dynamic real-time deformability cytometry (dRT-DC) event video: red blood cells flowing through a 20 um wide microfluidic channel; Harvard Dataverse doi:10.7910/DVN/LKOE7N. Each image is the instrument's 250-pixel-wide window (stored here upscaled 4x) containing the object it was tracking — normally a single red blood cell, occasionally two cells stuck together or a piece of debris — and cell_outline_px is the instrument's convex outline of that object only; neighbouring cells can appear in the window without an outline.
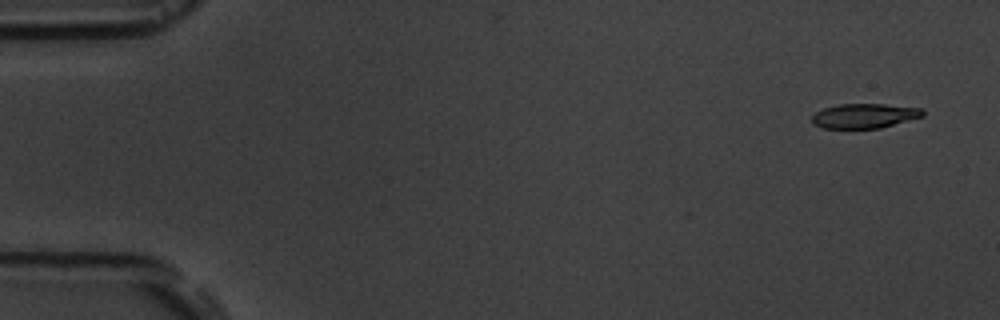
{"species": "common noctule bat (a hibernating species)", "species_latin": "Nyctalus noctula", "temperature_condition": "room temperature", "stored_images_in_passage": 4, "camera_frame_rate_fps": 3000, "um_per_image_px": 0.085, "animal": {"sex": "male", "body_mass_g": 19.5, "forearm_length_mm": 54.6}, "frame": {"image": 1, "passage_image": 1, "time_ms": 0.0, "image_size_px": [1000, 320], "cell_outline_px": [[924, 116], [880, 128], [824, 128], [812, 124], [812, 116], [816, 112], [824, 108], [840, 104], [884, 104], [920, 108], [924, 112]], "centroid_in_image_um": [73.46, 9.85], "position_along_channel_um": 11.5, "area_um2": 15.78}}